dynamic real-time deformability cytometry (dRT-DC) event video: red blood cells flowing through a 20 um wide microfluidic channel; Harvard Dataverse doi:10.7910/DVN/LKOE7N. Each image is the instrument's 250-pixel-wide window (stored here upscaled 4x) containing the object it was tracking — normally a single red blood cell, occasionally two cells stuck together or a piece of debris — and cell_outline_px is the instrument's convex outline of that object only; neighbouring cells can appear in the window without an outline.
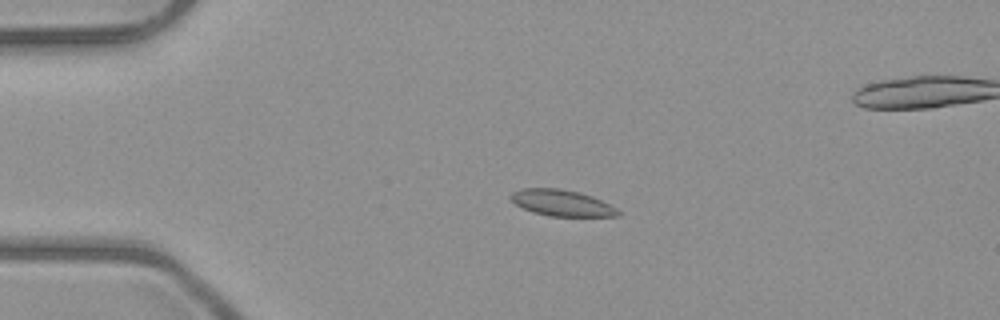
{"species": "common noctule bat (a hibernating species)", "species_latin": "Nyctalus noctula", "temperature_condition": "room temperature", "stored_images_in_passage": 4, "segment_of_instrument_passage": [1, 2], "camera_frame_rate_fps": 3000, "um_per_image_px": 0.085, "animal": {"sex": "male", "body_mass_g": 23.1, "forearm_length_mm": 52.7}, "frame": {"image": 1, "passage_image": 2, "time_ms": 1.0, "image_size_px": [1000, 320], "cell_outline_px": [[620, 216], [548, 216], [532, 212], [516, 204], [508, 196], [512, 192], [520, 188], [560, 188], [580, 192], [592, 196], [616, 208], [620, 212]], "centroid_in_image_um": [47.72, 17.24], "position_along_channel_um": 37.3, "area_um2": 16.42}}